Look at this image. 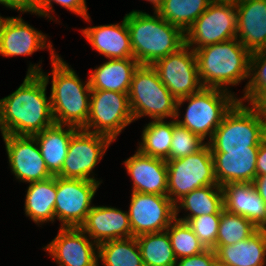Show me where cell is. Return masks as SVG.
I'll list each match as a JSON object with an SVG mask.
<instances>
[{"label": "cell", "mask_w": 266, "mask_h": 266, "mask_svg": "<svg viewBox=\"0 0 266 266\" xmlns=\"http://www.w3.org/2000/svg\"><path fill=\"white\" fill-rule=\"evenodd\" d=\"M47 85L41 74H26L14 92L0 99L1 135L33 136L54 124Z\"/></svg>", "instance_id": "cell-1"}, {"label": "cell", "mask_w": 266, "mask_h": 266, "mask_svg": "<svg viewBox=\"0 0 266 266\" xmlns=\"http://www.w3.org/2000/svg\"><path fill=\"white\" fill-rule=\"evenodd\" d=\"M39 64H29L27 74H41L49 84L51 81V111L55 124L82 129L88 120L91 87L89 79L82 81L71 66L57 56L51 60V73H45Z\"/></svg>", "instance_id": "cell-2"}, {"label": "cell", "mask_w": 266, "mask_h": 266, "mask_svg": "<svg viewBox=\"0 0 266 266\" xmlns=\"http://www.w3.org/2000/svg\"><path fill=\"white\" fill-rule=\"evenodd\" d=\"M153 13L132 10L125 15L134 59L140 65H153L185 44V33L179 27Z\"/></svg>", "instance_id": "cell-3"}, {"label": "cell", "mask_w": 266, "mask_h": 266, "mask_svg": "<svg viewBox=\"0 0 266 266\" xmlns=\"http://www.w3.org/2000/svg\"><path fill=\"white\" fill-rule=\"evenodd\" d=\"M195 54L202 87L231 92L230 85L249 78L251 53L237 38L199 48Z\"/></svg>", "instance_id": "cell-4"}, {"label": "cell", "mask_w": 266, "mask_h": 266, "mask_svg": "<svg viewBox=\"0 0 266 266\" xmlns=\"http://www.w3.org/2000/svg\"><path fill=\"white\" fill-rule=\"evenodd\" d=\"M266 137V118L251 104L237 101L226 113L207 144L212 153L258 150Z\"/></svg>", "instance_id": "cell-5"}, {"label": "cell", "mask_w": 266, "mask_h": 266, "mask_svg": "<svg viewBox=\"0 0 266 266\" xmlns=\"http://www.w3.org/2000/svg\"><path fill=\"white\" fill-rule=\"evenodd\" d=\"M234 92L202 87L198 92L180 98L176 104L175 121L209 142L226 113L238 101ZM188 102L180 120V107ZM209 138V139H207Z\"/></svg>", "instance_id": "cell-6"}, {"label": "cell", "mask_w": 266, "mask_h": 266, "mask_svg": "<svg viewBox=\"0 0 266 266\" xmlns=\"http://www.w3.org/2000/svg\"><path fill=\"white\" fill-rule=\"evenodd\" d=\"M128 97L134 121L144 116L151 120L175 118L177 99L152 65H139L134 71Z\"/></svg>", "instance_id": "cell-7"}, {"label": "cell", "mask_w": 266, "mask_h": 266, "mask_svg": "<svg viewBox=\"0 0 266 266\" xmlns=\"http://www.w3.org/2000/svg\"><path fill=\"white\" fill-rule=\"evenodd\" d=\"M168 170L167 196L175 204L189 192L209 185H218L210 146L180 159L166 161Z\"/></svg>", "instance_id": "cell-8"}, {"label": "cell", "mask_w": 266, "mask_h": 266, "mask_svg": "<svg viewBox=\"0 0 266 266\" xmlns=\"http://www.w3.org/2000/svg\"><path fill=\"white\" fill-rule=\"evenodd\" d=\"M133 121L128 93L91 90L89 115L83 130L115 141Z\"/></svg>", "instance_id": "cell-9"}, {"label": "cell", "mask_w": 266, "mask_h": 266, "mask_svg": "<svg viewBox=\"0 0 266 266\" xmlns=\"http://www.w3.org/2000/svg\"><path fill=\"white\" fill-rule=\"evenodd\" d=\"M235 2L212 1L185 32V44L193 51L236 38Z\"/></svg>", "instance_id": "cell-10"}, {"label": "cell", "mask_w": 266, "mask_h": 266, "mask_svg": "<svg viewBox=\"0 0 266 266\" xmlns=\"http://www.w3.org/2000/svg\"><path fill=\"white\" fill-rule=\"evenodd\" d=\"M112 142L107 136L78 129L71 137L64 164L56 176L98 181L101 184L102 181L94 177L93 170Z\"/></svg>", "instance_id": "cell-11"}, {"label": "cell", "mask_w": 266, "mask_h": 266, "mask_svg": "<svg viewBox=\"0 0 266 266\" xmlns=\"http://www.w3.org/2000/svg\"><path fill=\"white\" fill-rule=\"evenodd\" d=\"M99 185L98 181L56 176L55 219L61 222V228L80 227L84 223Z\"/></svg>", "instance_id": "cell-12"}, {"label": "cell", "mask_w": 266, "mask_h": 266, "mask_svg": "<svg viewBox=\"0 0 266 266\" xmlns=\"http://www.w3.org/2000/svg\"><path fill=\"white\" fill-rule=\"evenodd\" d=\"M152 66L161 82L177 100L202 88L195 51L187 44L165 58L159 59Z\"/></svg>", "instance_id": "cell-13"}, {"label": "cell", "mask_w": 266, "mask_h": 266, "mask_svg": "<svg viewBox=\"0 0 266 266\" xmlns=\"http://www.w3.org/2000/svg\"><path fill=\"white\" fill-rule=\"evenodd\" d=\"M128 216L132 236L165 231L175 218V204L168 196L131 193Z\"/></svg>", "instance_id": "cell-14"}, {"label": "cell", "mask_w": 266, "mask_h": 266, "mask_svg": "<svg viewBox=\"0 0 266 266\" xmlns=\"http://www.w3.org/2000/svg\"><path fill=\"white\" fill-rule=\"evenodd\" d=\"M12 174L19 182H38L53 175L33 136L2 135Z\"/></svg>", "instance_id": "cell-15"}, {"label": "cell", "mask_w": 266, "mask_h": 266, "mask_svg": "<svg viewBox=\"0 0 266 266\" xmlns=\"http://www.w3.org/2000/svg\"><path fill=\"white\" fill-rule=\"evenodd\" d=\"M43 249L58 266H99L98 245L80 227H59Z\"/></svg>", "instance_id": "cell-16"}, {"label": "cell", "mask_w": 266, "mask_h": 266, "mask_svg": "<svg viewBox=\"0 0 266 266\" xmlns=\"http://www.w3.org/2000/svg\"><path fill=\"white\" fill-rule=\"evenodd\" d=\"M47 39L46 34L25 22L20 15L4 17L0 24V54L3 57L30 56L36 51L48 49L50 59L54 60L58 54Z\"/></svg>", "instance_id": "cell-17"}, {"label": "cell", "mask_w": 266, "mask_h": 266, "mask_svg": "<svg viewBox=\"0 0 266 266\" xmlns=\"http://www.w3.org/2000/svg\"><path fill=\"white\" fill-rule=\"evenodd\" d=\"M133 181L132 192L167 196L168 170L166 160L146 156L136 150L124 163Z\"/></svg>", "instance_id": "cell-18"}, {"label": "cell", "mask_w": 266, "mask_h": 266, "mask_svg": "<svg viewBox=\"0 0 266 266\" xmlns=\"http://www.w3.org/2000/svg\"><path fill=\"white\" fill-rule=\"evenodd\" d=\"M80 228L97 245L115 239L132 237L128 211L93 205Z\"/></svg>", "instance_id": "cell-19"}, {"label": "cell", "mask_w": 266, "mask_h": 266, "mask_svg": "<svg viewBox=\"0 0 266 266\" xmlns=\"http://www.w3.org/2000/svg\"><path fill=\"white\" fill-rule=\"evenodd\" d=\"M236 38L250 52L266 49V0H238Z\"/></svg>", "instance_id": "cell-20"}, {"label": "cell", "mask_w": 266, "mask_h": 266, "mask_svg": "<svg viewBox=\"0 0 266 266\" xmlns=\"http://www.w3.org/2000/svg\"><path fill=\"white\" fill-rule=\"evenodd\" d=\"M80 32L107 59L134 58L125 16L121 23L86 27Z\"/></svg>", "instance_id": "cell-21"}, {"label": "cell", "mask_w": 266, "mask_h": 266, "mask_svg": "<svg viewBox=\"0 0 266 266\" xmlns=\"http://www.w3.org/2000/svg\"><path fill=\"white\" fill-rule=\"evenodd\" d=\"M222 189L226 211L249 219L258 229H266V203L252 183H229Z\"/></svg>", "instance_id": "cell-22"}, {"label": "cell", "mask_w": 266, "mask_h": 266, "mask_svg": "<svg viewBox=\"0 0 266 266\" xmlns=\"http://www.w3.org/2000/svg\"><path fill=\"white\" fill-rule=\"evenodd\" d=\"M258 150H227L212 153L214 174L221 187L229 183H252L256 177Z\"/></svg>", "instance_id": "cell-23"}, {"label": "cell", "mask_w": 266, "mask_h": 266, "mask_svg": "<svg viewBox=\"0 0 266 266\" xmlns=\"http://www.w3.org/2000/svg\"><path fill=\"white\" fill-rule=\"evenodd\" d=\"M217 263L224 266H264L266 229H258L249 238L235 244L214 247Z\"/></svg>", "instance_id": "cell-24"}, {"label": "cell", "mask_w": 266, "mask_h": 266, "mask_svg": "<svg viewBox=\"0 0 266 266\" xmlns=\"http://www.w3.org/2000/svg\"><path fill=\"white\" fill-rule=\"evenodd\" d=\"M139 65L134 58L108 59L89 72L91 90L129 93L134 71Z\"/></svg>", "instance_id": "cell-25"}, {"label": "cell", "mask_w": 266, "mask_h": 266, "mask_svg": "<svg viewBox=\"0 0 266 266\" xmlns=\"http://www.w3.org/2000/svg\"><path fill=\"white\" fill-rule=\"evenodd\" d=\"M78 128L53 124L33 135L49 172L56 176L62 169L72 135Z\"/></svg>", "instance_id": "cell-26"}, {"label": "cell", "mask_w": 266, "mask_h": 266, "mask_svg": "<svg viewBox=\"0 0 266 266\" xmlns=\"http://www.w3.org/2000/svg\"><path fill=\"white\" fill-rule=\"evenodd\" d=\"M56 176L29 183L25 195L24 212L38 226L55 221Z\"/></svg>", "instance_id": "cell-27"}, {"label": "cell", "mask_w": 266, "mask_h": 266, "mask_svg": "<svg viewBox=\"0 0 266 266\" xmlns=\"http://www.w3.org/2000/svg\"><path fill=\"white\" fill-rule=\"evenodd\" d=\"M181 209L189 213L184 214L185 217H181L178 215ZM223 210L224 195L222 187L220 185H209L195 189L179 199L175 203V218L187 222L190 218L202 215L221 214Z\"/></svg>", "instance_id": "cell-28"}, {"label": "cell", "mask_w": 266, "mask_h": 266, "mask_svg": "<svg viewBox=\"0 0 266 266\" xmlns=\"http://www.w3.org/2000/svg\"><path fill=\"white\" fill-rule=\"evenodd\" d=\"M174 128V119L171 121L151 120L145 125L141 135V141L137 150L154 158L166 160L170 154Z\"/></svg>", "instance_id": "cell-29"}, {"label": "cell", "mask_w": 266, "mask_h": 266, "mask_svg": "<svg viewBox=\"0 0 266 266\" xmlns=\"http://www.w3.org/2000/svg\"><path fill=\"white\" fill-rule=\"evenodd\" d=\"M97 259L103 266H144L138 242L133 236L99 244Z\"/></svg>", "instance_id": "cell-30"}, {"label": "cell", "mask_w": 266, "mask_h": 266, "mask_svg": "<svg viewBox=\"0 0 266 266\" xmlns=\"http://www.w3.org/2000/svg\"><path fill=\"white\" fill-rule=\"evenodd\" d=\"M211 2L212 0H160V6L155 11L185 33Z\"/></svg>", "instance_id": "cell-31"}, {"label": "cell", "mask_w": 266, "mask_h": 266, "mask_svg": "<svg viewBox=\"0 0 266 266\" xmlns=\"http://www.w3.org/2000/svg\"><path fill=\"white\" fill-rule=\"evenodd\" d=\"M144 266H175L174 254L166 231L147 233L136 237Z\"/></svg>", "instance_id": "cell-32"}, {"label": "cell", "mask_w": 266, "mask_h": 266, "mask_svg": "<svg viewBox=\"0 0 266 266\" xmlns=\"http://www.w3.org/2000/svg\"><path fill=\"white\" fill-rule=\"evenodd\" d=\"M257 230L249 219L224 209L221 212L215 247L238 243L252 236Z\"/></svg>", "instance_id": "cell-33"}, {"label": "cell", "mask_w": 266, "mask_h": 266, "mask_svg": "<svg viewBox=\"0 0 266 266\" xmlns=\"http://www.w3.org/2000/svg\"><path fill=\"white\" fill-rule=\"evenodd\" d=\"M165 231L177 260L207 249L186 222L175 219Z\"/></svg>", "instance_id": "cell-34"}, {"label": "cell", "mask_w": 266, "mask_h": 266, "mask_svg": "<svg viewBox=\"0 0 266 266\" xmlns=\"http://www.w3.org/2000/svg\"><path fill=\"white\" fill-rule=\"evenodd\" d=\"M266 89V49L252 52L250 55L249 80L243 89L241 102L251 104Z\"/></svg>", "instance_id": "cell-35"}, {"label": "cell", "mask_w": 266, "mask_h": 266, "mask_svg": "<svg viewBox=\"0 0 266 266\" xmlns=\"http://www.w3.org/2000/svg\"><path fill=\"white\" fill-rule=\"evenodd\" d=\"M207 142L192 133L186 127L178 124L174 119V128L170 154L166 161L176 160L194 154L201 150Z\"/></svg>", "instance_id": "cell-36"}, {"label": "cell", "mask_w": 266, "mask_h": 266, "mask_svg": "<svg viewBox=\"0 0 266 266\" xmlns=\"http://www.w3.org/2000/svg\"><path fill=\"white\" fill-rule=\"evenodd\" d=\"M53 3L61 5V7L69 10L75 15H78L84 19V21L90 22V16L86 5V0H37L36 3L28 10V13L38 15L40 17H46L51 20L54 18L51 13L54 12ZM51 12V13H50ZM51 14V15H50Z\"/></svg>", "instance_id": "cell-37"}, {"label": "cell", "mask_w": 266, "mask_h": 266, "mask_svg": "<svg viewBox=\"0 0 266 266\" xmlns=\"http://www.w3.org/2000/svg\"><path fill=\"white\" fill-rule=\"evenodd\" d=\"M221 214L202 215L190 218L186 223L208 249L216 246Z\"/></svg>", "instance_id": "cell-38"}, {"label": "cell", "mask_w": 266, "mask_h": 266, "mask_svg": "<svg viewBox=\"0 0 266 266\" xmlns=\"http://www.w3.org/2000/svg\"><path fill=\"white\" fill-rule=\"evenodd\" d=\"M178 260L175 266H215L217 264L215 251L208 248L199 254Z\"/></svg>", "instance_id": "cell-39"}, {"label": "cell", "mask_w": 266, "mask_h": 266, "mask_svg": "<svg viewBox=\"0 0 266 266\" xmlns=\"http://www.w3.org/2000/svg\"><path fill=\"white\" fill-rule=\"evenodd\" d=\"M266 175V137L261 141L257 152L256 176Z\"/></svg>", "instance_id": "cell-40"}, {"label": "cell", "mask_w": 266, "mask_h": 266, "mask_svg": "<svg viewBox=\"0 0 266 266\" xmlns=\"http://www.w3.org/2000/svg\"><path fill=\"white\" fill-rule=\"evenodd\" d=\"M257 193L266 203V175L265 176H256L252 182Z\"/></svg>", "instance_id": "cell-41"}, {"label": "cell", "mask_w": 266, "mask_h": 266, "mask_svg": "<svg viewBox=\"0 0 266 266\" xmlns=\"http://www.w3.org/2000/svg\"><path fill=\"white\" fill-rule=\"evenodd\" d=\"M266 118V89L251 103Z\"/></svg>", "instance_id": "cell-42"}, {"label": "cell", "mask_w": 266, "mask_h": 266, "mask_svg": "<svg viewBox=\"0 0 266 266\" xmlns=\"http://www.w3.org/2000/svg\"><path fill=\"white\" fill-rule=\"evenodd\" d=\"M1 4L6 8L20 11L22 14L27 13L29 10L20 0H0Z\"/></svg>", "instance_id": "cell-43"}, {"label": "cell", "mask_w": 266, "mask_h": 266, "mask_svg": "<svg viewBox=\"0 0 266 266\" xmlns=\"http://www.w3.org/2000/svg\"><path fill=\"white\" fill-rule=\"evenodd\" d=\"M28 9H30L37 0H20Z\"/></svg>", "instance_id": "cell-44"}, {"label": "cell", "mask_w": 266, "mask_h": 266, "mask_svg": "<svg viewBox=\"0 0 266 266\" xmlns=\"http://www.w3.org/2000/svg\"><path fill=\"white\" fill-rule=\"evenodd\" d=\"M150 2L153 6V10L155 11L160 6V0H146Z\"/></svg>", "instance_id": "cell-45"}, {"label": "cell", "mask_w": 266, "mask_h": 266, "mask_svg": "<svg viewBox=\"0 0 266 266\" xmlns=\"http://www.w3.org/2000/svg\"><path fill=\"white\" fill-rule=\"evenodd\" d=\"M212 1L237 2L238 0H212Z\"/></svg>", "instance_id": "cell-46"}, {"label": "cell", "mask_w": 266, "mask_h": 266, "mask_svg": "<svg viewBox=\"0 0 266 266\" xmlns=\"http://www.w3.org/2000/svg\"><path fill=\"white\" fill-rule=\"evenodd\" d=\"M3 18H4V17H2V16L0 15V24H1L2 20H3Z\"/></svg>", "instance_id": "cell-47"}, {"label": "cell", "mask_w": 266, "mask_h": 266, "mask_svg": "<svg viewBox=\"0 0 266 266\" xmlns=\"http://www.w3.org/2000/svg\"><path fill=\"white\" fill-rule=\"evenodd\" d=\"M215 266H224V265H221V264L217 263Z\"/></svg>", "instance_id": "cell-48"}]
</instances>
